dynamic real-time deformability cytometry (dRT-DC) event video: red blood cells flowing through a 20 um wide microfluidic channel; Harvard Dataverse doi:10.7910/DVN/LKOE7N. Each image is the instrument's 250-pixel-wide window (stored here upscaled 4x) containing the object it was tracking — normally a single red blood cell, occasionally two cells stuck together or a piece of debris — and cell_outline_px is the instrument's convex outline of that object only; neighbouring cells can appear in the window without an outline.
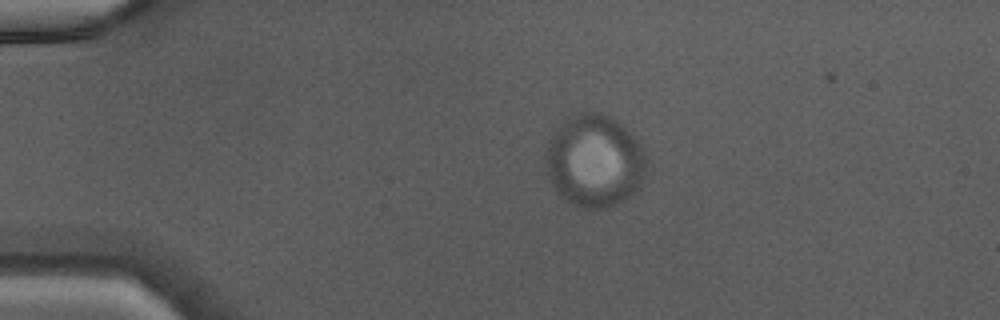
{"species": "Egyptian fruit bat (a non-hibernating species)", "species_latin": "Rousettus aegyptiacus", "temperature_condition": "warm", "stored_images_in_passage": 3, "camera_frame_rate_fps": 3000, "um_per_image_px": 0.085, "animal": {"sex": "male"}, "frame": {"image": 1, "passage_image": 1, "time_ms": 0.0, "image_size_px": [1000, 320], "cell_outline_px": [[644, 168], [640, 188], [636, 192], [624, 200], [608, 208], [584, 208], [572, 204], [564, 200], [556, 192], [548, 180], [544, 164], [544, 156], [552, 128], [568, 116], [576, 112], [592, 112], [616, 120], [644, 148]], "centroid_in_image_um": [50.44, 13.69], "position_along_channel_um": 34.6, "area_um2": 54.79}}